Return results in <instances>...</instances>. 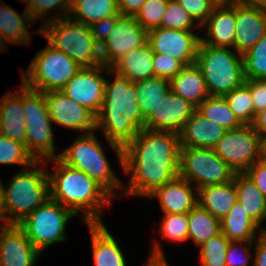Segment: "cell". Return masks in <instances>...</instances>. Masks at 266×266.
Returning <instances> with one entry per match:
<instances>
[{"mask_svg":"<svg viewBox=\"0 0 266 266\" xmlns=\"http://www.w3.org/2000/svg\"><path fill=\"white\" fill-rule=\"evenodd\" d=\"M179 134L142 129L123 147L124 173L130 174L125 195L148 197L179 176Z\"/></svg>","mask_w":266,"mask_h":266,"instance_id":"1","label":"cell"},{"mask_svg":"<svg viewBox=\"0 0 266 266\" xmlns=\"http://www.w3.org/2000/svg\"><path fill=\"white\" fill-rule=\"evenodd\" d=\"M114 74L113 81L106 79L103 103L96 116L97 130L102 129L110 147L117 154L123 168V147L144 128L145 119L140 112L134 83Z\"/></svg>","mask_w":266,"mask_h":266,"instance_id":"2","label":"cell"},{"mask_svg":"<svg viewBox=\"0 0 266 266\" xmlns=\"http://www.w3.org/2000/svg\"><path fill=\"white\" fill-rule=\"evenodd\" d=\"M48 160L55 163L54 171L47 173L50 198L71 209L77 216L83 215L86 224L103 223L100 213L112 204V196L95 180L66 165L58 157Z\"/></svg>","mask_w":266,"mask_h":266,"instance_id":"3","label":"cell"},{"mask_svg":"<svg viewBox=\"0 0 266 266\" xmlns=\"http://www.w3.org/2000/svg\"><path fill=\"white\" fill-rule=\"evenodd\" d=\"M42 164H48L47 160L36 161L16 173L6 187L2 184L6 224L20 223L50 198L48 172L41 168Z\"/></svg>","mask_w":266,"mask_h":266,"instance_id":"4","label":"cell"},{"mask_svg":"<svg viewBox=\"0 0 266 266\" xmlns=\"http://www.w3.org/2000/svg\"><path fill=\"white\" fill-rule=\"evenodd\" d=\"M36 31L44 36L48 43L66 53L81 68L103 65L100 46L92 37L90 27L72 20L69 16L49 20Z\"/></svg>","mask_w":266,"mask_h":266,"instance_id":"5","label":"cell"},{"mask_svg":"<svg viewBox=\"0 0 266 266\" xmlns=\"http://www.w3.org/2000/svg\"><path fill=\"white\" fill-rule=\"evenodd\" d=\"M195 64L204 76L209 96L224 97L245 81L242 55L232 48L213 47L200 41Z\"/></svg>","mask_w":266,"mask_h":266,"instance_id":"6","label":"cell"},{"mask_svg":"<svg viewBox=\"0 0 266 266\" xmlns=\"http://www.w3.org/2000/svg\"><path fill=\"white\" fill-rule=\"evenodd\" d=\"M100 142L94 132L80 136L64 151L59 159L68 166L81 170L100 184L112 197L122 188L120 179L112 170Z\"/></svg>","mask_w":266,"mask_h":266,"instance_id":"7","label":"cell"},{"mask_svg":"<svg viewBox=\"0 0 266 266\" xmlns=\"http://www.w3.org/2000/svg\"><path fill=\"white\" fill-rule=\"evenodd\" d=\"M80 69L76 61L48 43L34 56L27 70L21 72L22 83L43 93L60 91Z\"/></svg>","mask_w":266,"mask_h":266,"instance_id":"8","label":"cell"},{"mask_svg":"<svg viewBox=\"0 0 266 266\" xmlns=\"http://www.w3.org/2000/svg\"><path fill=\"white\" fill-rule=\"evenodd\" d=\"M22 104L26 120L25 146L36 161L59 157L55 154L52 120L43 92L22 83Z\"/></svg>","mask_w":266,"mask_h":266,"instance_id":"9","label":"cell"},{"mask_svg":"<svg viewBox=\"0 0 266 266\" xmlns=\"http://www.w3.org/2000/svg\"><path fill=\"white\" fill-rule=\"evenodd\" d=\"M77 216L71 209L49 198L17 225L27 239L42 254L52 244L66 241V226Z\"/></svg>","mask_w":266,"mask_h":266,"instance_id":"10","label":"cell"},{"mask_svg":"<svg viewBox=\"0 0 266 266\" xmlns=\"http://www.w3.org/2000/svg\"><path fill=\"white\" fill-rule=\"evenodd\" d=\"M235 172L216 154L214 149L181 147L179 177L197 189L233 180Z\"/></svg>","mask_w":266,"mask_h":266,"instance_id":"11","label":"cell"},{"mask_svg":"<svg viewBox=\"0 0 266 266\" xmlns=\"http://www.w3.org/2000/svg\"><path fill=\"white\" fill-rule=\"evenodd\" d=\"M214 150L235 173H244L264 157V142L251 124H244L227 130Z\"/></svg>","mask_w":266,"mask_h":266,"instance_id":"12","label":"cell"},{"mask_svg":"<svg viewBox=\"0 0 266 266\" xmlns=\"http://www.w3.org/2000/svg\"><path fill=\"white\" fill-rule=\"evenodd\" d=\"M147 31L134 17L121 16L100 45L103 65L111 67L119 58L147 42Z\"/></svg>","mask_w":266,"mask_h":266,"instance_id":"13","label":"cell"},{"mask_svg":"<svg viewBox=\"0 0 266 266\" xmlns=\"http://www.w3.org/2000/svg\"><path fill=\"white\" fill-rule=\"evenodd\" d=\"M194 31L154 28L147 33V42L154 53L179 60L184 66L195 63L201 36Z\"/></svg>","mask_w":266,"mask_h":266,"instance_id":"14","label":"cell"},{"mask_svg":"<svg viewBox=\"0 0 266 266\" xmlns=\"http://www.w3.org/2000/svg\"><path fill=\"white\" fill-rule=\"evenodd\" d=\"M49 116L53 124L83 134L97 130L96 115L60 91L44 92Z\"/></svg>","mask_w":266,"mask_h":266,"instance_id":"15","label":"cell"},{"mask_svg":"<svg viewBox=\"0 0 266 266\" xmlns=\"http://www.w3.org/2000/svg\"><path fill=\"white\" fill-rule=\"evenodd\" d=\"M108 72L104 65L81 68L61 90L96 116L103 103L106 78L101 75Z\"/></svg>","mask_w":266,"mask_h":266,"instance_id":"16","label":"cell"},{"mask_svg":"<svg viewBox=\"0 0 266 266\" xmlns=\"http://www.w3.org/2000/svg\"><path fill=\"white\" fill-rule=\"evenodd\" d=\"M196 110L195 106L170 89L145 120L144 129L179 133Z\"/></svg>","mask_w":266,"mask_h":266,"instance_id":"17","label":"cell"},{"mask_svg":"<svg viewBox=\"0 0 266 266\" xmlns=\"http://www.w3.org/2000/svg\"><path fill=\"white\" fill-rule=\"evenodd\" d=\"M40 255L17 224H7L0 231L1 266H34Z\"/></svg>","mask_w":266,"mask_h":266,"instance_id":"18","label":"cell"},{"mask_svg":"<svg viewBox=\"0 0 266 266\" xmlns=\"http://www.w3.org/2000/svg\"><path fill=\"white\" fill-rule=\"evenodd\" d=\"M234 50L243 55L266 34V8L235 6Z\"/></svg>","mask_w":266,"mask_h":266,"instance_id":"19","label":"cell"},{"mask_svg":"<svg viewBox=\"0 0 266 266\" xmlns=\"http://www.w3.org/2000/svg\"><path fill=\"white\" fill-rule=\"evenodd\" d=\"M197 190L189 181L178 176L148 197L159 200L164 214H188L198 204Z\"/></svg>","mask_w":266,"mask_h":266,"instance_id":"20","label":"cell"},{"mask_svg":"<svg viewBox=\"0 0 266 266\" xmlns=\"http://www.w3.org/2000/svg\"><path fill=\"white\" fill-rule=\"evenodd\" d=\"M227 130L201 115L197 110L186 121L179 134L181 147L214 149Z\"/></svg>","mask_w":266,"mask_h":266,"instance_id":"21","label":"cell"},{"mask_svg":"<svg viewBox=\"0 0 266 266\" xmlns=\"http://www.w3.org/2000/svg\"><path fill=\"white\" fill-rule=\"evenodd\" d=\"M207 27L206 37L201 42L213 47L234 49L236 31L235 6L214 7L209 18L201 25Z\"/></svg>","mask_w":266,"mask_h":266,"instance_id":"22","label":"cell"},{"mask_svg":"<svg viewBox=\"0 0 266 266\" xmlns=\"http://www.w3.org/2000/svg\"><path fill=\"white\" fill-rule=\"evenodd\" d=\"M26 120L22 104V84L0 101V135L25 144Z\"/></svg>","mask_w":266,"mask_h":266,"instance_id":"23","label":"cell"},{"mask_svg":"<svg viewBox=\"0 0 266 266\" xmlns=\"http://www.w3.org/2000/svg\"><path fill=\"white\" fill-rule=\"evenodd\" d=\"M91 233L92 254L95 266H127L125 256L103 223H87Z\"/></svg>","mask_w":266,"mask_h":266,"instance_id":"24","label":"cell"},{"mask_svg":"<svg viewBox=\"0 0 266 266\" xmlns=\"http://www.w3.org/2000/svg\"><path fill=\"white\" fill-rule=\"evenodd\" d=\"M154 52L148 42L119 58L110 69L131 82L153 78Z\"/></svg>","mask_w":266,"mask_h":266,"instance_id":"25","label":"cell"},{"mask_svg":"<svg viewBox=\"0 0 266 266\" xmlns=\"http://www.w3.org/2000/svg\"><path fill=\"white\" fill-rule=\"evenodd\" d=\"M197 191L198 205L219 220H222L238 202L233 180L223 184L207 185Z\"/></svg>","mask_w":266,"mask_h":266,"instance_id":"26","label":"cell"},{"mask_svg":"<svg viewBox=\"0 0 266 266\" xmlns=\"http://www.w3.org/2000/svg\"><path fill=\"white\" fill-rule=\"evenodd\" d=\"M169 81L170 89L196 108L209 97L204 76L195 63L184 66Z\"/></svg>","mask_w":266,"mask_h":266,"instance_id":"27","label":"cell"},{"mask_svg":"<svg viewBox=\"0 0 266 266\" xmlns=\"http://www.w3.org/2000/svg\"><path fill=\"white\" fill-rule=\"evenodd\" d=\"M238 203L248 217L259 227L266 220V198L245 173H235L233 178Z\"/></svg>","mask_w":266,"mask_h":266,"instance_id":"28","label":"cell"},{"mask_svg":"<svg viewBox=\"0 0 266 266\" xmlns=\"http://www.w3.org/2000/svg\"><path fill=\"white\" fill-rule=\"evenodd\" d=\"M27 24H33L35 21L27 10L23 14H18L15 9L1 2L0 4V34L10 44H26L31 42L30 31Z\"/></svg>","mask_w":266,"mask_h":266,"instance_id":"29","label":"cell"},{"mask_svg":"<svg viewBox=\"0 0 266 266\" xmlns=\"http://www.w3.org/2000/svg\"><path fill=\"white\" fill-rule=\"evenodd\" d=\"M260 228L248 217L242 205L238 202L221 220V232L230 241H255L257 231L259 233L266 231V228L263 227L261 230Z\"/></svg>","mask_w":266,"mask_h":266,"instance_id":"30","label":"cell"},{"mask_svg":"<svg viewBox=\"0 0 266 266\" xmlns=\"http://www.w3.org/2000/svg\"><path fill=\"white\" fill-rule=\"evenodd\" d=\"M116 14L117 0H71L69 17L88 27Z\"/></svg>","mask_w":266,"mask_h":266,"instance_id":"31","label":"cell"},{"mask_svg":"<svg viewBox=\"0 0 266 266\" xmlns=\"http://www.w3.org/2000/svg\"><path fill=\"white\" fill-rule=\"evenodd\" d=\"M134 88L140 112L146 120L170 90V81L162 77H153L134 82Z\"/></svg>","mask_w":266,"mask_h":266,"instance_id":"32","label":"cell"},{"mask_svg":"<svg viewBox=\"0 0 266 266\" xmlns=\"http://www.w3.org/2000/svg\"><path fill=\"white\" fill-rule=\"evenodd\" d=\"M187 217L189 224L187 241L192 240L198 247L221 233V220L198 204L187 214Z\"/></svg>","mask_w":266,"mask_h":266,"instance_id":"33","label":"cell"},{"mask_svg":"<svg viewBox=\"0 0 266 266\" xmlns=\"http://www.w3.org/2000/svg\"><path fill=\"white\" fill-rule=\"evenodd\" d=\"M197 111L226 130L237 129L244 125L232 112L224 97L209 96L197 107Z\"/></svg>","mask_w":266,"mask_h":266,"instance_id":"34","label":"cell"},{"mask_svg":"<svg viewBox=\"0 0 266 266\" xmlns=\"http://www.w3.org/2000/svg\"><path fill=\"white\" fill-rule=\"evenodd\" d=\"M242 58L245 80L266 78V34Z\"/></svg>","mask_w":266,"mask_h":266,"instance_id":"35","label":"cell"},{"mask_svg":"<svg viewBox=\"0 0 266 266\" xmlns=\"http://www.w3.org/2000/svg\"><path fill=\"white\" fill-rule=\"evenodd\" d=\"M232 112L243 124H252L254 121L253 99L249 87L243 83L224 96Z\"/></svg>","mask_w":266,"mask_h":266,"instance_id":"36","label":"cell"},{"mask_svg":"<svg viewBox=\"0 0 266 266\" xmlns=\"http://www.w3.org/2000/svg\"><path fill=\"white\" fill-rule=\"evenodd\" d=\"M230 240L221 232L199 246L200 266H226Z\"/></svg>","mask_w":266,"mask_h":266,"instance_id":"37","label":"cell"},{"mask_svg":"<svg viewBox=\"0 0 266 266\" xmlns=\"http://www.w3.org/2000/svg\"><path fill=\"white\" fill-rule=\"evenodd\" d=\"M36 162L25 144L0 135V164H16L28 168Z\"/></svg>","mask_w":266,"mask_h":266,"instance_id":"38","label":"cell"},{"mask_svg":"<svg viewBox=\"0 0 266 266\" xmlns=\"http://www.w3.org/2000/svg\"><path fill=\"white\" fill-rule=\"evenodd\" d=\"M195 22L177 0H168L165 13L161 19V28L187 31H192L195 26V28H201L199 24L195 25Z\"/></svg>","mask_w":266,"mask_h":266,"instance_id":"39","label":"cell"},{"mask_svg":"<svg viewBox=\"0 0 266 266\" xmlns=\"http://www.w3.org/2000/svg\"><path fill=\"white\" fill-rule=\"evenodd\" d=\"M159 230L163 238L168 241L186 242L188 235V217L187 214H164Z\"/></svg>","mask_w":266,"mask_h":266,"instance_id":"40","label":"cell"},{"mask_svg":"<svg viewBox=\"0 0 266 266\" xmlns=\"http://www.w3.org/2000/svg\"><path fill=\"white\" fill-rule=\"evenodd\" d=\"M59 7L62 11L59 13L55 12L51 19L47 18L44 20V22L68 17L71 7V0H29L26 10L29 12L32 19L36 21L37 19L39 20V18L45 16L46 13H48L47 11L52 9L54 10V8L59 9Z\"/></svg>","mask_w":266,"mask_h":266,"instance_id":"41","label":"cell"},{"mask_svg":"<svg viewBox=\"0 0 266 266\" xmlns=\"http://www.w3.org/2000/svg\"><path fill=\"white\" fill-rule=\"evenodd\" d=\"M167 3L168 0H146L134 18L147 32L161 27Z\"/></svg>","mask_w":266,"mask_h":266,"instance_id":"42","label":"cell"},{"mask_svg":"<svg viewBox=\"0 0 266 266\" xmlns=\"http://www.w3.org/2000/svg\"><path fill=\"white\" fill-rule=\"evenodd\" d=\"M254 241H230L226 252V266H249Z\"/></svg>","mask_w":266,"mask_h":266,"instance_id":"43","label":"cell"},{"mask_svg":"<svg viewBox=\"0 0 266 266\" xmlns=\"http://www.w3.org/2000/svg\"><path fill=\"white\" fill-rule=\"evenodd\" d=\"M153 64L155 77H162L168 80L178 75L184 67L179 60L159 53H154Z\"/></svg>","mask_w":266,"mask_h":266,"instance_id":"44","label":"cell"},{"mask_svg":"<svg viewBox=\"0 0 266 266\" xmlns=\"http://www.w3.org/2000/svg\"><path fill=\"white\" fill-rule=\"evenodd\" d=\"M200 26L209 18L214 6L210 0H177Z\"/></svg>","mask_w":266,"mask_h":266,"instance_id":"45","label":"cell"},{"mask_svg":"<svg viewBox=\"0 0 266 266\" xmlns=\"http://www.w3.org/2000/svg\"><path fill=\"white\" fill-rule=\"evenodd\" d=\"M244 83L249 87L253 99L255 118L256 113L266 109V84L263 80H245Z\"/></svg>","mask_w":266,"mask_h":266,"instance_id":"46","label":"cell"},{"mask_svg":"<svg viewBox=\"0 0 266 266\" xmlns=\"http://www.w3.org/2000/svg\"><path fill=\"white\" fill-rule=\"evenodd\" d=\"M121 14H116L114 16L106 17L101 21L90 25V30L92 37L100 46L111 33L116 21L121 17Z\"/></svg>","mask_w":266,"mask_h":266,"instance_id":"47","label":"cell"},{"mask_svg":"<svg viewBox=\"0 0 266 266\" xmlns=\"http://www.w3.org/2000/svg\"><path fill=\"white\" fill-rule=\"evenodd\" d=\"M266 198V158L256 161L244 172Z\"/></svg>","mask_w":266,"mask_h":266,"instance_id":"48","label":"cell"},{"mask_svg":"<svg viewBox=\"0 0 266 266\" xmlns=\"http://www.w3.org/2000/svg\"><path fill=\"white\" fill-rule=\"evenodd\" d=\"M146 0H117L119 13L122 16L135 17Z\"/></svg>","mask_w":266,"mask_h":266,"instance_id":"49","label":"cell"},{"mask_svg":"<svg viewBox=\"0 0 266 266\" xmlns=\"http://www.w3.org/2000/svg\"><path fill=\"white\" fill-rule=\"evenodd\" d=\"M255 255L252 266H266V231H262L258 234L257 243L254 244Z\"/></svg>","mask_w":266,"mask_h":266,"instance_id":"50","label":"cell"},{"mask_svg":"<svg viewBox=\"0 0 266 266\" xmlns=\"http://www.w3.org/2000/svg\"><path fill=\"white\" fill-rule=\"evenodd\" d=\"M150 257L145 264L146 266H170L167 260L164 258L165 254L161 249L160 243L154 240V245L151 249Z\"/></svg>","mask_w":266,"mask_h":266,"instance_id":"51","label":"cell"},{"mask_svg":"<svg viewBox=\"0 0 266 266\" xmlns=\"http://www.w3.org/2000/svg\"><path fill=\"white\" fill-rule=\"evenodd\" d=\"M259 134L262 141H266V109L256 113L253 123L251 124Z\"/></svg>","mask_w":266,"mask_h":266,"instance_id":"52","label":"cell"},{"mask_svg":"<svg viewBox=\"0 0 266 266\" xmlns=\"http://www.w3.org/2000/svg\"><path fill=\"white\" fill-rule=\"evenodd\" d=\"M214 7H234L239 5L238 0H210Z\"/></svg>","mask_w":266,"mask_h":266,"instance_id":"53","label":"cell"},{"mask_svg":"<svg viewBox=\"0 0 266 266\" xmlns=\"http://www.w3.org/2000/svg\"><path fill=\"white\" fill-rule=\"evenodd\" d=\"M240 5L266 8V0H238Z\"/></svg>","mask_w":266,"mask_h":266,"instance_id":"54","label":"cell"},{"mask_svg":"<svg viewBox=\"0 0 266 266\" xmlns=\"http://www.w3.org/2000/svg\"><path fill=\"white\" fill-rule=\"evenodd\" d=\"M0 218L5 221V212H4V205H3V189H2V182L0 180Z\"/></svg>","mask_w":266,"mask_h":266,"instance_id":"55","label":"cell"},{"mask_svg":"<svg viewBox=\"0 0 266 266\" xmlns=\"http://www.w3.org/2000/svg\"><path fill=\"white\" fill-rule=\"evenodd\" d=\"M7 43V40L0 34V52L5 50L6 46H4Z\"/></svg>","mask_w":266,"mask_h":266,"instance_id":"56","label":"cell"},{"mask_svg":"<svg viewBox=\"0 0 266 266\" xmlns=\"http://www.w3.org/2000/svg\"><path fill=\"white\" fill-rule=\"evenodd\" d=\"M7 224L5 223V221L0 218V231L6 226Z\"/></svg>","mask_w":266,"mask_h":266,"instance_id":"57","label":"cell"},{"mask_svg":"<svg viewBox=\"0 0 266 266\" xmlns=\"http://www.w3.org/2000/svg\"><path fill=\"white\" fill-rule=\"evenodd\" d=\"M264 157L266 158V141L264 142Z\"/></svg>","mask_w":266,"mask_h":266,"instance_id":"58","label":"cell"},{"mask_svg":"<svg viewBox=\"0 0 266 266\" xmlns=\"http://www.w3.org/2000/svg\"><path fill=\"white\" fill-rule=\"evenodd\" d=\"M21 1L22 3L24 2V4L28 5L29 0H21Z\"/></svg>","mask_w":266,"mask_h":266,"instance_id":"59","label":"cell"}]
</instances>
